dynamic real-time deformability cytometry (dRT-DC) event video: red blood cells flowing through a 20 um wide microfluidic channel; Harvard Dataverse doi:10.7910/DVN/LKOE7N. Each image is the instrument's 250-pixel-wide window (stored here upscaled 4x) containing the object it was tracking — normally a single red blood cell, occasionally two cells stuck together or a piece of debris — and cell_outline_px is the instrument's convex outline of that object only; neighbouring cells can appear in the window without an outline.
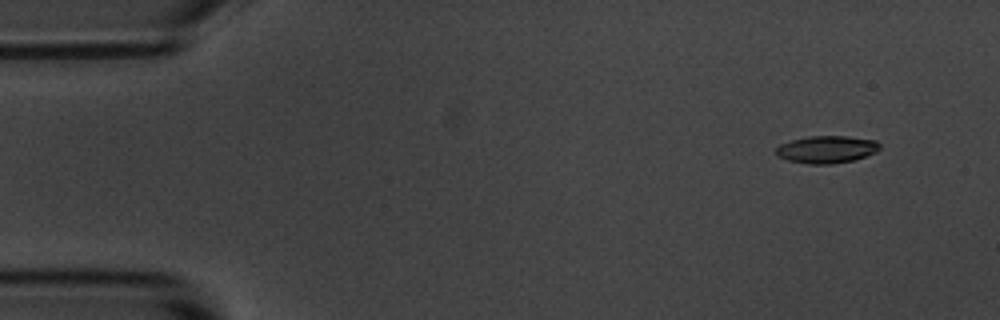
{"species": "common noctule bat (a hibernating species)", "species_latin": "Nyctalus noctula", "temperature_condition": "room temperature", "stored_images_in_passage": 5, "camera_frame_rate_fps": 3000, "um_per_image_px": 0.085, "animal": {"sex": "male", "body_mass_g": 20.1, "forearm_length_mm": 53.5}, "frame": {"image": 1, "passage_image": 2, "time_ms": 1.333, "image_size_px": [1000, 320], "cell_outline_px": [[880, 148], [876, 152], [852, 160], [832, 164], [808, 164], [788, 160], [776, 156], [776, 148], [780, 144], [792, 140], [808, 136], [848, 136], [876, 140], [880, 144]], "centroid_in_image_um": [70.25, 12.69], "position_along_channel_um": 14.7, "area_um2": 16.53}}
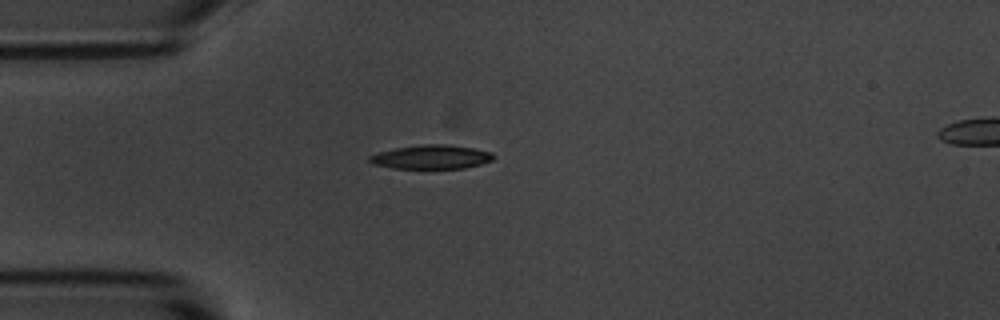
{"frame": {"image": 2, "passage_image": 5, "time_ms": 4.667, "image_size_px": [1000, 320], "cell_outline_px": [[496, 156], [492, 160], [480, 164], [464, 168], [392, 168], [372, 164], [368, 160], [368, 156], [380, 152], [396, 148], [424, 144], [444, 144], [472, 148], [492, 152]], "centroid_in_image_um": [36.66, 13.34], "position_along_channel_um": 48.3, "area_um2": 17.17}}